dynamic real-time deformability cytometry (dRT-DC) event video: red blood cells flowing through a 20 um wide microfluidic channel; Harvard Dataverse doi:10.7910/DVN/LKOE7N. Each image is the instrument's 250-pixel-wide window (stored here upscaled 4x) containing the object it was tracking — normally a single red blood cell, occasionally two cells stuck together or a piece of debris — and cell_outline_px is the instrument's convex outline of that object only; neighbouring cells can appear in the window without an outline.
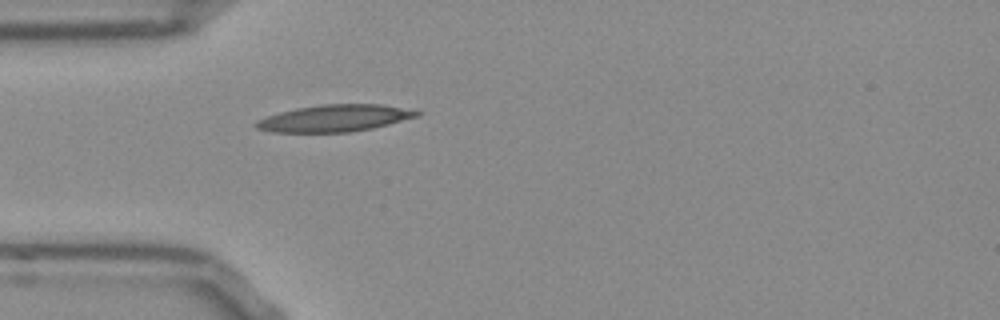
{"species": "Egyptian fruit bat (a non-hibernating species)", "species_latin": "Rousettus aegyptiacus", "temperature_condition": "room temperature", "stored_images_in_passage": 35, "camera_frame_rate_fps": 3000, "um_per_image_px": 0.085, "frame": {"image": 1, "passage_image": 1, "time_ms": 0.0, "image_size_px": [1000, 320], "cell_outline_px": [[424, 112], [420, 116], [372, 128], [348, 132], [272, 132], [256, 128], [252, 124], [256, 120], [264, 116], [296, 108], [320, 104], [384, 104]], "centroid_in_image_um": [28.42, 10.04], "position_along_channel_um": 56.6, "area_um2": 25.37}}
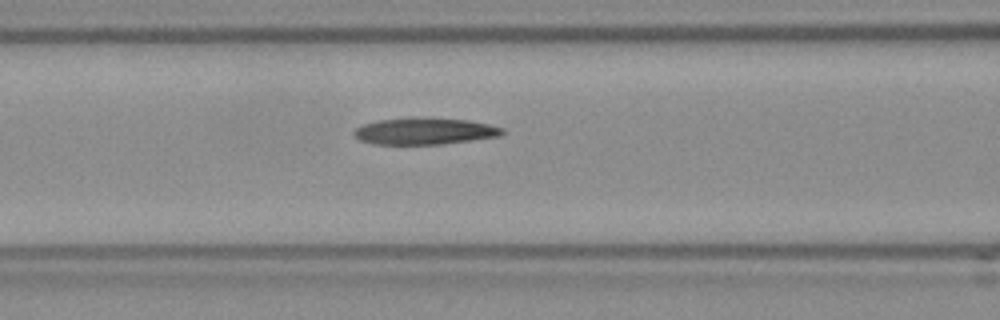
{"frame": {"image": 2, "passage_image": 7, "time_ms": 2.0, "image_size_px": [1000, 320], "cell_outline_px": [[504, 132], [500, 136], [472, 140], [440, 144], [372, 144], [360, 140], [352, 132], [360, 124], [380, 120], [408, 116], [428, 116], [468, 120], [488, 124], [504, 128]], "centroid_in_image_um": [36.07, 11.12], "position_along_channel_um": 130.5, "area_um2": 23.58}}
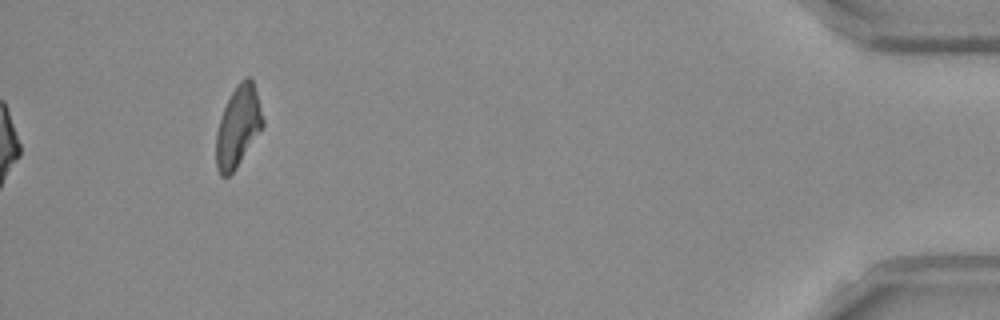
{"frame": {"image": 3, "passage_image": 35, "time_ms": 11.333, "image_size_px": [1000, 320], "cell_outline_px": [[264, 124], [236, 168], [228, 176], [220, 176], [216, 168], [216, 132], [220, 116], [236, 84], [240, 80], [248, 76], [252, 76], [264, 120]], "centroid_in_image_um": [20.22, 10.73], "position_along_channel_um": 415.0, "area_um2": 21.91}}